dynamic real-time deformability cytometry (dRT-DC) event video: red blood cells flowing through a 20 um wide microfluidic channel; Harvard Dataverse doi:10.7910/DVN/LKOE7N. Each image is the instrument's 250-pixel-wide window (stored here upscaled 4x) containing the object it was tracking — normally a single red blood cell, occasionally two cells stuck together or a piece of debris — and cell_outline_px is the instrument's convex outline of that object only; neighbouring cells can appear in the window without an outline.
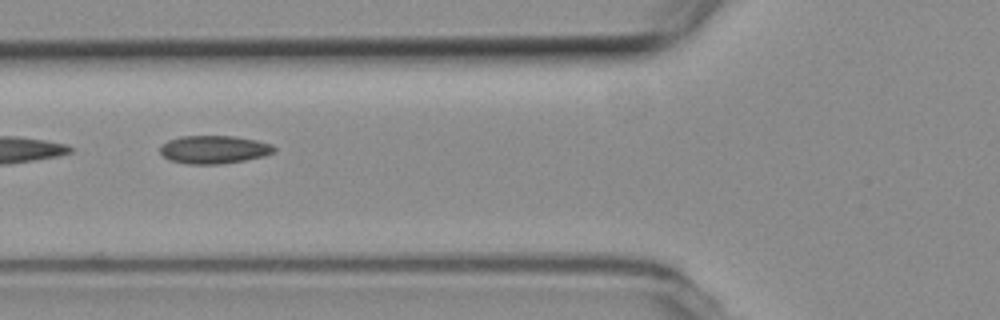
{"species": "common noctule bat (a hibernating species)", "species_latin": "Nyctalus noctula", "temperature_condition": "room temperature", "stored_images_in_passage": 9, "camera_frame_rate_fps": 3000, "um_per_image_px": 0.085, "animal": {"sex": "female", "body_mass_g": 19.3, "forearm_length_mm": 54.1}, "frame": {"image": 1, "passage_image": 4, "time_ms": 1.0, "image_size_px": [1000, 320], "cell_outline_px": [[276, 148], [272, 152], [264, 156], [244, 160], [220, 164], [188, 164], [168, 160], [160, 152], [160, 148], [168, 140], [180, 136], [236, 136], [256, 140], [272, 144]], "centroid_in_image_um": [18.18, 12.71], "position_along_channel_um": 107.6, "area_um2": 18.61}}